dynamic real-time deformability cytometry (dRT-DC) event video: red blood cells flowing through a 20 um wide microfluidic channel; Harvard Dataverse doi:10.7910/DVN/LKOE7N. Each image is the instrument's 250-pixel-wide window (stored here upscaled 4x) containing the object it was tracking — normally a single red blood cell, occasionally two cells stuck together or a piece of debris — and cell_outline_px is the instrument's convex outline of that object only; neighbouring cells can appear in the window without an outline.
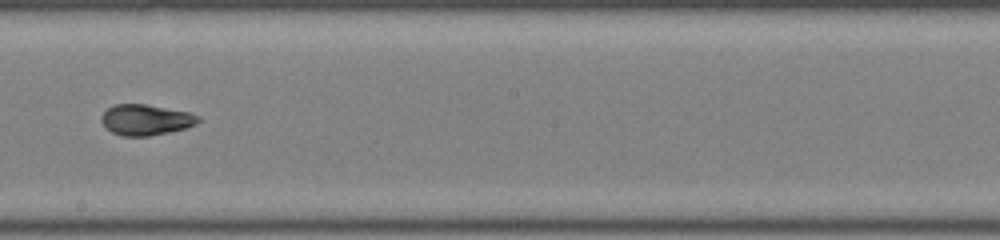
{"species": "common noctule bat (a hibernating species)", "species_latin": "Nyctalus noctula", "temperature_condition": "room temperature", "stored_images_in_passage": 37, "camera_frame_rate_fps": 3000, "um_per_image_px": 0.085, "animal": {"sex": "male", "body_mass_g": 19.0, "forearm_length_mm": 50.8}, "frame": {"image": 1, "passage_image": 16, "time_ms": 5.0, "image_size_px": [1000, 240], "cell_outline_px": [[200, 120], [196, 124], [184, 128], [168, 132], [148, 136], [120, 136], [112, 132], [100, 120], [100, 116], [108, 108], [116, 104], [144, 104], [188, 112], [200, 116]], "centroid_in_image_um": [12.38, 10.18], "position_along_channel_um": 235.8, "area_um2": 17.17}, "authors_computed_cell_mechanics": {"area_um2": 17.2822, "velocity_mm_per_s": 4.1139, "shape_relaxation_time_tau1_ms": null, "shape_relaxation_time_tau2_ms": 1.673, "deformation_change_tau1": null, "deformation_change_tau2": 0.0754}}